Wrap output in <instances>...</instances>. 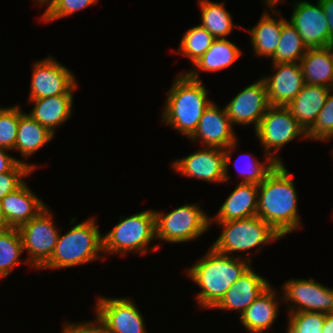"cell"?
I'll return each mask as SVG.
<instances>
[{"label":"cell","mask_w":333,"mask_h":333,"mask_svg":"<svg viewBox=\"0 0 333 333\" xmlns=\"http://www.w3.org/2000/svg\"><path fill=\"white\" fill-rule=\"evenodd\" d=\"M174 78L166 95L161 121L189 139L212 100L208 99V89L202 80L191 79L185 72Z\"/></svg>","instance_id":"3"},{"label":"cell","mask_w":333,"mask_h":333,"mask_svg":"<svg viewBox=\"0 0 333 333\" xmlns=\"http://www.w3.org/2000/svg\"><path fill=\"white\" fill-rule=\"evenodd\" d=\"M324 319L322 312L288 313L286 333H322Z\"/></svg>","instance_id":"33"},{"label":"cell","mask_w":333,"mask_h":333,"mask_svg":"<svg viewBox=\"0 0 333 333\" xmlns=\"http://www.w3.org/2000/svg\"><path fill=\"white\" fill-rule=\"evenodd\" d=\"M322 333H333V313H325Z\"/></svg>","instance_id":"41"},{"label":"cell","mask_w":333,"mask_h":333,"mask_svg":"<svg viewBox=\"0 0 333 333\" xmlns=\"http://www.w3.org/2000/svg\"><path fill=\"white\" fill-rule=\"evenodd\" d=\"M331 88L304 84L301 91L286 106L307 132L326 103Z\"/></svg>","instance_id":"24"},{"label":"cell","mask_w":333,"mask_h":333,"mask_svg":"<svg viewBox=\"0 0 333 333\" xmlns=\"http://www.w3.org/2000/svg\"><path fill=\"white\" fill-rule=\"evenodd\" d=\"M28 102L34 105L28 114L55 135L57 127L68 121L73 113L74 94L44 97Z\"/></svg>","instance_id":"23"},{"label":"cell","mask_w":333,"mask_h":333,"mask_svg":"<svg viewBox=\"0 0 333 333\" xmlns=\"http://www.w3.org/2000/svg\"><path fill=\"white\" fill-rule=\"evenodd\" d=\"M269 106L267 87L261 78L242 89L224 108L233 126L252 124L255 131Z\"/></svg>","instance_id":"14"},{"label":"cell","mask_w":333,"mask_h":333,"mask_svg":"<svg viewBox=\"0 0 333 333\" xmlns=\"http://www.w3.org/2000/svg\"><path fill=\"white\" fill-rule=\"evenodd\" d=\"M321 3L329 28V47L333 46V0H318Z\"/></svg>","instance_id":"40"},{"label":"cell","mask_w":333,"mask_h":333,"mask_svg":"<svg viewBox=\"0 0 333 333\" xmlns=\"http://www.w3.org/2000/svg\"><path fill=\"white\" fill-rule=\"evenodd\" d=\"M61 333H105L100 321L96 318L85 322H66Z\"/></svg>","instance_id":"38"},{"label":"cell","mask_w":333,"mask_h":333,"mask_svg":"<svg viewBox=\"0 0 333 333\" xmlns=\"http://www.w3.org/2000/svg\"><path fill=\"white\" fill-rule=\"evenodd\" d=\"M95 220L93 216L59 234L51 258L41 270L70 268L104 258L103 235Z\"/></svg>","instance_id":"4"},{"label":"cell","mask_w":333,"mask_h":333,"mask_svg":"<svg viewBox=\"0 0 333 333\" xmlns=\"http://www.w3.org/2000/svg\"><path fill=\"white\" fill-rule=\"evenodd\" d=\"M19 123V105L6 107L0 115V147L14 150Z\"/></svg>","instance_id":"35"},{"label":"cell","mask_w":333,"mask_h":333,"mask_svg":"<svg viewBox=\"0 0 333 333\" xmlns=\"http://www.w3.org/2000/svg\"><path fill=\"white\" fill-rule=\"evenodd\" d=\"M34 1L35 3L37 2V5L41 7L48 4L47 8H49L56 0H34Z\"/></svg>","instance_id":"43"},{"label":"cell","mask_w":333,"mask_h":333,"mask_svg":"<svg viewBox=\"0 0 333 333\" xmlns=\"http://www.w3.org/2000/svg\"><path fill=\"white\" fill-rule=\"evenodd\" d=\"M276 292L270 285L240 316V323L249 333H263L273 326L279 316L280 300H283Z\"/></svg>","instance_id":"20"},{"label":"cell","mask_w":333,"mask_h":333,"mask_svg":"<svg viewBox=\"0 0 333 333\" xmlns=\"http://www.w3.org/2000/svg\"><path fill=\"white\" fill-rule=\"evenodd\" d=\"M290 23L300 34L307 49L329 47L328 21L317 0L314 5L311 1L299 0L294 4Z\"/></svg>","instance_id":"15"},{"label":"cell","mask_w":333,"mask_h":333,"mask_svg":"<svg viewBox=\"0 0 333 333\" xmlns=\"http://www.w3.org/2000/svg\"><path fill=\"white\" fill-rule=\"evenodd\" d=\"M258 185L247 183H236V188L224 201L212 222H226L257 216Z\"/></svg>","instance_id":"22"},{"label":"cell","mask_w":333,"mask_h":333,"mask_svg":"<svg viewBox=\"0 0 333 333\" xmlns=\"http://www.w3.org/2000/svg\"><path fill=\"white\" fill-rule=\"evenodd\" d=\"M270 282L252 270V265L227 290L212 309L242 313L270 286Z\"/></svg>","instance_id":"18"},{"label":"cell","mask_w":333,"mask_h":333,"mask_svg":"<svg viewBox=\"0 0 333 333\" xmlns=\"http://www.w3.org/2000/svg\"><path fill=\"white\" fill-rule=\"evenodd\" d=\"M74 73L65 65L52 58L45 57L33 63L29 100L74 94L77 89Z\"/></svg>","instance_id":"13"},{"label":"cell","mask_w":333,"mask_h":333,"mask_svg":"<svg viewBox=\"0 0 333 333\" xmlns=\"http://www.w3.org/2000/svg\"><path fill=\"white\" fill-rule=\"evenodd\" d=\"M221 228L220 236L212 243L211 247L222 254L231 256L233 252H247L246 260L249 258V250L256 247L257 251L272 241L283 238L268 223L259 216L226 222H215Z\"/></svg>","instance_id":"6"},{"label":"cell","mask_w":333,"mask_h":333,"mask_svg":"<svg viewBox=\"0 0 333 333\" xmlns=\"http://www.w3.org/2000/svg\"><path fill=\"white\" fill-rule=\"evenodd\" d=\"M7 151L10 150L0 147V174L10 172L20 162L16 157L10 156Z\"/></svg>","instance_id":"39"},{"label":"cell","mask_w":333,"mask_h":333,"mask_svg":"<svg viewBox=\"0 0 333 333\" xmlns=\"http://www.w3.org/2000/svg\"><path fill=\"white\" fill-rule=\"evenodd\" d=\"M267 9L259 18V21L252 27L247 29L251 38V45L254 55L272 58L275 54L280 40V34L283 23L287 20L284 17L274 18L278 15L277 6H266ZM271 11V12H268ZM272 15H271V14ZM274 15V16H273Z\"/></svg>","instance_id":"21"},{"label":"cell","mask_w":333,"mask_h":333,"mask_svg":"<svg viewBox=\"0 0 333 333\" xmlns=\"http://www.w3.org/2000/svg\"><path fill=\"white\" fill-rule=\"evenodd\" d=\"M274 72L261 77L267 87V98L271 106H287L304 86V76L299 62L277 63Z\"/></svg>","instance_id":"17"},{"label":"cell","mask_w":333,"mask_h":333,"mask_svg":"<svg viewBox=\"0 0 333 333\" xmlns=\"http://www.w3.org/2000/svg\"><path fill=\"white\" fill-rule=\"evenodd\" d=\"M255 135L259 139L264 157L270 156L276 163L283 164L278 155L280 148L301 137L306 140L307 132L293 117L286 106H269L265 115L261 118Z\"/></svg>","instance_id":"8"},{"label":"cell","mask_w":333,"mask_h":333,"mask_svg":"<svg viewBox=\"0 0 333 333\" xmlns=\"http://www.w3.org/2000/svg\"><path fill=\"white\" fill-rule=\"evenodd\" d=\"M8 228H10V227L7 225L6 219L4 217L1 200H0V230H5Z\"/></svg>","instance_id":"42"},{"label":"cell","mask_w":333,"mask_h":333,"mask_svg":"<svg viewBox=\"0 0 333 333\" xmlns=\"http://www.w3.org/2000/svg\"><path fill=\"white\" fill-rule=\"evenodd\" d=\"M131 297H98L93 311L105 333H147L144 318Z\"/></svg>","instance_id":"11"},{"label":"cell","mask_w":333,"mask_h":333,"mask_svg":"<svg viewBox=\"0 0 333 333\" xmlns=\"http://www.w3.org/2000/svg\"><path fill=\"white\" fill-rule=\"evenodd\" d=\"M189 140L191 143L199 140L204 147L226 149L238 141V138L225 108H219L215 102H211L203 112L198 127Z\"/></svg>","instance_id":"16"},{"label":"cell","mask_w":333,"mask_h":333,"mask_svg":"<svg viewBox=\"0 0 333 333\" xmlns=\"http://www.w3.org/2000/svg\"><path fill=\"white\" fill-rule=\"evenodd\" d=\"M299 63L305 84L333 88V46L307 49Z\"/></svg>","instance_id":"27"},{"label":"cell","mask_w":333,"mask_h":333,"mask_svg":"<svg viewBox=\"0 0 333 333\" xmlns=\"http://www.w3.org/2000/svg\"><path fill=\"white\" fill-rule=\"evenodd\" d=\"M201 26L211 33L215 39L227 38L236 27L231 13L225 8L224 2L199 0ZM234 24V25H233ZM227 36V37H226Z\"/></svg>","instance_id":"28"},{"label":"cell","mask_w":333,"mask_h":333,"mask_svg":"<svg viewBox=\"0 0 333 333\" xmlns=\"http://www.w3.org/2000/svg\"><path fill=\"white\" fill-rule=\"evenodd\" d=\"M333 134V88L312 127L307 131L309 140L324 141Z\"/></svg>","instance_id":"34"},{"label":"cell","mask_w":333,"mask_h":333,"mask_svg":"<svg viewBox=\"0 0 333 333\" xmlns=\"http://www.w3.org/2000/svg\"><path fill=\"white\" fill-rule=\"evenodd\" d=\"M22 253L24 251L19 229L0 230V279L8 276L21 262L28 264L26 259L21 260Z\"/></svg>","instance_id":"30"},{"label":"cell","mask_w":333,"mask_h":333,"mask_svg":"<svg viewBox=\"0 0 333 333\" xmlns=\"http://www.w3.org/2000/svg\"><path fill=\"white\" fill-rule=\"evenodd\" d=\"M307 47L296 28L286 20L281 29L280 40L271 58V64L300 62V59L306 54Z\"/></svg>","instance_id":"29"},{"label":"cell","mask_w":333,"mask_h":333,"mask_svg":"<svg viewBox=\"0 0 333 333\" xmlns=\"http://www.w3.org/2000/svg\"><path fill=\"white\" fill-rule=\"evenodd\" d=\"M243 154L249 158L248 161L245 160V166L243 165V167L239 169L240 167L238 168L235 165L237 163H234L235 169L239 173L238 176L242 177V181L239 183L259 185L278 164L270 156H265V161H259L251 153H246V155L245 153Z\"/></svg>","instance_id":"32"},{"label":"cell","mask_w":333,"mask_h":333,"mask_svg":"<svg viewBox=\"0 0 333 333\" xmlns=\"http://www.w3.org/2000/svg\"><path fill=\"white\" fill-rule=\"evenodd\" d=\"M241 49L228 38L215 39L211 47L193 64L186 74L194 80H201L199 72H216L233 65L239 59Z\"/></svg>","instance_id":"26"},{"label":"cell","mask_w":333,"mask_h":333,"mask_svg":"<svg viewBox=\"0 0 333 333\" xmlns=\"http://www.w3.org/2000/svg\"><path fill=\"white\" fill-rule=\"evenodd\" d=\"M235 141L226 149L202 147L186 157L175 159L172 169L190 178L205 182L223 183L230 180L229 165L232 160V151L237 147Z\"/></svg>","instance_id":"9"},{"label":"cell","mask_w":333,"mask_h":333,"mask_svg":"<svg viewBox=\"0 0 333 333\" xmlns=\"http://www.w3.org/2000/svg\"><path fill=\"white\" fill-rule=\"evenodd\" d=\"M1 205L10 228H19L47 207V204L30 189L26 182L15 191L8 193L1 200Z\"/></svg>","instance_id":"19"},{"label":"cell","mask_w":333,"mask_h":333,"mask_svg":"<svg viewBox=\"0 0 333 333\" xmlns=\"http://www.w3.org/2000/svg\"><path fill=\"white\" fill-rule=\"evenodd\" d=\"M333 138V134H331L329 137H327L324 141H325V143H326V141H329L330 139H332ZM332 154H333V150H332ZM333 156V155H332Z\"/></svg>","instance_id":"45"},{"label":"cell","mask_w":333,"mask_h":333,"mask_svg":"<svg viewBox=\"0 0 333 333\" xmlns=\"http://www.w3.org/2000/svg\"><path fill=\"white\" fill-rule=\"evenodd\" d=\"M99 0H56L41 15L42 22H52L94 5Z\"/></svg>","instance_id":"36"},{"label":"cell","mask_w":333,"mask_h":333,"mask_svg":"<svg viewBox=\"0 0 333 333\" xmlns=\"http://www.w3.org/2000/svg\"><path fill=\"white\" fill-rule=\"evenodd\" d=\"M5 109H6L5 107L2 108V107L0 106V115L3 113V111H4Z\"/></svg>","instance_id":"46"},{"label":"cell","mask_w":333,"mask_h":333,"mask_svg":"<svg viewBox=\"0 0 333 333\" xmlns=\"http://www.w3.org/2000/svg\"><path fill=\"white\" fill-rule=\"evenodd\" d=\"M34 170L28 165L19 162L10 172L0 174V200L8 193L18 189Z\"/></svg>","instance_id":"37"},{"label":"cell","mask_w":333,"mask_h":333,"mask_svg":"<svg viewBox=\"0 0 333 333\" xmlns=\"http://www.w3.org/2000/svg\"><path fill=\"white\" fill-rule=\"evenodd\" d=\"M282 301L289 303L287 313H333V288L322 285L312 277L289 279L282 283Z\"/></svg>","instance_id":"12"},{"label":"cell","mask_w":333,"mask_h":333,"mask_svg":"<svg viewBox=\"0 0 333 333\" xmlns=\"http://www.w3.org/2000/svg\"><path fill=\"white\" fill-rule=\"evenodd\" d=\"M156 240L155 210H144L131 216H121L112 230L103 235V252L124 256L125 253L136 252L145 255L155 252L160 246L148 247ZM150 248V249H149Z\"/></svg>","instance_id":"5"},{"label":"cell","mask_w":333,"mask_h":333,"mask_svg":"<svg viewBox=\"0 0 333 333\" xmlns=\"http://www.w3.org/2000/svg\"><path fill=\"white\" fill-rule=\"evenodd\" d=\"M251 265L252 261L239 254L225 255L210 246L204 256L185 270L187 277L201 288L195 296L199 308L212 309Z\"/></svg>","instance_id":"2"},{"label":"cell","mask_w":333,"mask_h":333,"mask_svg":"<svg viewBox=\"0 0 333 333\" xmlns=\"http://www.w3.org/2000/svg\"><path fill=\"white\" fill-rule=\"evenodd\" d=\"M54 136L53 133L25 113L19 106V123L14 150H19L23 157L20 160L21 163L28 164L35 171L38 165L29 164L24 159L35 154L37 150L49 143Z\"/></svg>","instance_id":"25"},{"label":"cell","mask_w":333,"mask_h":333,"mask_svg":"<svg viewBox=\"0 0 333 333\" xmlns=\"http://www.w3.org/2000/svg\"><path fill=\"white\" fill-rule=\"evenodd\" d=\"M156 239L165 243H183L199 238L210 229V216L201 207L185 204L169 213L156 211Z\"/></svg>","instance_id":"7"},{"label":"cell","mask_w":333,"mask_h":333,"mask_svg":"<svg viewBox=\"0 0 333 333\" xmlns=\"http://www.w3.org/2000/svg\"><path fill=\"white\" fill-rule=\"evenodd\" d=\"M214 36L200 24L188 29L182 36L177 53L191 60L192 65L211 47Z\"/></svg>","instance_id":"31"},{"label":"cell","mask_w":333,"mask_h":333,"mask_svg":"<svg viewBox=\"0 0 333 333\" xmlns=\"http://www.w3.org/2000/svg\"><path fill=\"white\" fill-rule=\"evenodd\" d=\"M266 6H277L279 3L284 2V0H263Z\"/></svg>","instance_id":"44"},{"label":"cell","mask_w":333,"mask_h":333,"mask_svg":"<svg viewBox=\"0 0 333 333\" xmlns=\"http://www.w3.org/2000/svg\"><path fill=\"white\" fill-rule=\"evenodd\" d=\"M53 213L49 207L18 229L22 238L23 251H28V264L40 270L51 258L57 244L59 230L55 226Z\"/></svg>","instance_id":"10"},{"label":"cell","mask_w":333,"mask_h":333,"mask_svg":"<svg viewBox=\"0 0 333 333\" xmlns=\"http://www.w3.org/2000/svg\"><path fill=\"white\" fill-rule=\"evenodd\" d=\"M294 185L284 163L277 164L258 185L257 216L282 237L302 228Z\"/></svg>","instance_id":"1"}]
</instances>
